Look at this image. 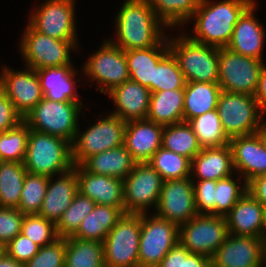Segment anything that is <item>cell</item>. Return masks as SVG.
<instances>
[{
	"instance_id": "6da1fadb",
	"label": "cell",
	"mask_w": 266,
	"mask_h": 267,
	"mask_svg": "<svg viewBox=\"0 0 266 267\" xmlns=\"http://www.w3.org/2000/svg\"><path fill=\"white\" fill-rule=\"evenodd\" d=\"M119 5L113 21L114 38L107 35V39L124 51L157 46L173 31L157 18L147 2L123 0Z\"/></svg>"
},
{
	"instance_id": "7a4b0ae2",
	"label": "cell",
	"mask_w": 266,
	"mask_h": 267,
	"mask_svg": "<svg viewBox=\"0 0 266 267\" xmlns=\"http://www.w3.org/2000/svg\"><path fill=\"white\" fill-rule=\"evenodd\" d=\"M254 1L200 0L197 10L181 30L198 43L227 47L239 17ZM189 23L193 24V30L186 28Z\"/></svg>"
},
{
	"instance_id": "3957f363",
	"label": "cell",
	"mask_w": 266,
	"mask_h": 267,
	"mask_svg": "<svg viewBox=\"0 0 266 267\" xmlns=\"http://www.w3.org/2000/svg\"><path fill=\"white\" fill-rule=\"evenodd\" d=\"M173 32H168L169 51L186 82L218 83L219 48L193 41L182 30Z\"/></svg>"
},
{
	"instance_id": "277c9868",
	"label": "cell",
	"mask_w": 266,
	"mask_h": 267,
	"mask_svg": "<svg viewBox=\"0 0 266 267\" xmlns=\"http://www.w3.org/2000/svg\"><path fill=\"white\" fill-rule=\"evenodd\" d=\"M18 41L23 65L32 69L74 65L73 53L81 51L80 41L51 38L34 30L27 22ZM80 48V49H79ZM73 51V52H72ZM72 52V53H71Z\"/></svg>"
},
{
	"instance_id": "5b68a950",
	"label": "cell",
	"mask_w": 266,
	"mask_h": 267,
	"mask_svg": "<svg viewBox=\"0 0 266 267\" xmlns=\"http://www.w3.org/2000/svg\"><path fill=\"white\" fill-rule=\"evenodd\" d=\"M23 165L30 174L57 176L74 166L71 143L30 129Z\"/></svg>"
},
{
	"instance_id": "8992f818",
	"label": "cell",
	"mask_w": 266,
	"mask_h": 267,
	"mask_svg": "<svg viewBox=\"0 0 266 267\" xmlns=\"http://www.w3.org/2000/svg\"><path fill=\"white\" fill-rule=\"evenodd\" d=\"M86 106L83 102L42 100L23 118L29 129L58 136L73 143Z\"/></svg>"
},
{
	"instance_id": "52a82bcc",
	"label": "cell",
	"mask_w": 266,
	"mask_h": 267,
	"mask_svg": "<svg viewBox=\"0 0 266 267\" xmlns=\"http://www.w3.org/2000/svg\"><path fill=\"white\" fill-rule=\"evenodd\" d=\"M92 53L80 66L90 88L105 95L130 79L125 51L107 38Z\"/></svg>"
},
{
	"instance_id": "ba28073f",
	"label": "cell",
	"mask_w": 266,
	"mask_h": 267,
	"mask_svg": "<svg viewBox=\"0 0 266 267\" xmlns=\"http://www.w3.org/2000/svg\"><path fill=\"white\" fill-rule=\"evenodd\" d=\"M102 112L89 126L79 124L75 139L71 144L72 161L74 165H81L94 154L124 145V131L126 121L110 112ZM81 129V130H80ZM84 130V131H83Z\"/></svg>"
},
{
	"instance_id": "9c48e42d",
	"label": "cell",
	"mask_w": 266,
	"mask_h": 267,
	"mask_svg": "<svg viewBox=\"0 0 266 267\" xmlns=\"http://www.w3.org/2000/svg\"><path fill=\"white\" fill-rule=\"evenodd\" d=\"M42 1L28 10L27 23L37 32L51 38L79 41L76 0Z\"/></svg>"
},
{
	"instance_id": "30bf717a",
	"label": "cell",
	"mask_w": 266,
	"mask_h": 267,
	"mask_svg": "<svg viewBox=\"0 0 266 267\" xmlns=\"http://www.w3.org/2000/svg\"><path fill=\"white\" fill-rule=\"evenodd\" d=\"M141 214L124 213L103 241L105 267H139Z\"/></svg>"
},
{
	"instance_id": "8fae6325",
	"label": "cell",
	"mask_w": 266,
	"mask_h": 267,
	"mask_svg": "<svg viewBox=\"0 0 266 267\" xmlns=\"http://www.w3.org/2000/svg\"><path fill=\"white\" fill-rule=\"evenodd\" d=\"M217 111L226 136L254 134L265 119L254 96L221 91Z\"/></svg>"
},
{
	"instance_id": "7c38bea8",
	"label": "cell",
	"mask_w": 266,
	"mask_h": 267,
	"mask_svg": "<svg viewBox=\"0 0 266 267\" xmlns=\"http://www.w3.org/2000/svg\"><path fill=\"white\" fill-rule=\"evenodd\" d=\"M266 62L219 48L218 84L222 91L255 96L259 75Z\"/></svg>"
},
{
	"instance_id": "4fadbf2b",
	"label": "cell",
	"mask_w": 266,
	"mask_h": 267,
	"mask_svg": "<svg viewBox=\"0 0 266 267\" xmlns=\"http://www.w3.org/2000/svg\"><path fill=\"white\" fill-rule=\"evenodd\" d=\"M162 184L161 175L148 162L136 163L131 173L123 179L124 213H153Z\"/></svg>"
},
{
	"instance_id": "5bb4252c",
	"label": "cell",
	"mask_w": 266,
	"mask_h": 267,
	"mask_svg": "<svg viewBox=\"0 0 266 267\" xmlns=\"http://www.w3.org/2000/svg\"><path fill=\"white\" fill-rule=\"evenodd\" d=\"M178 242V225L153 213L141 214L139 267H157Z\"/></svg>"
},
{
	"instance_id": "9a60e30c",
	"label": "cell",
	"mask_w": 266,
	"mask_h": 267,
	"mask_svg": "<svg viewBox=\"0 0 266 267\" xmlns=\"http://www.w3.org/2000/svg\"><path fill=\"white\" fill-rule=\"evenodd\" d=\"M229 235L224 216L197 214L179 226V242L190 252L210 259Z\"/></svg>"
},
{
	"instance_id": "2e32d148",
	"label": "cell",
	"mask_w": 266,
	"mask_h": 267,
	"mask_svg": "<svg viewBox=\"0 0 266 267\" xmlns=\"http://www.w3.org/2000/svg\"><path fill=\"white\" fill-rule=\"evenodd\" d=\"M22 68V70H21ZM14 69L7 64L0 66V89L24 118L44 97L35 69L22 66Z\"/></svg>"
},
{
	"instance_id": "e0dca14e",
	"label": "cell",
	"mask_w": 266,
	"mask_h": 267,
	"mask_svg": "<svg viewBox=\"0 0 266 267\" xmlns=\"http://www.w3.org/2000/svg\"><path fill=\"white\" fill-rule=\"evenodd\" d=\"M153 214L178 226L197 214L194 186L190 177L163 181L157 207Z\"/></svg>"
},
{
	"instance_id": "ac0fdd59",
	"label": "cell",
	"mask_w": 266,
	"mask_h": 267,
	"mask_svg": "<svg viewBox=\"0 0 266 267\" xmlns=\"http://www.w3.org/2000/svg\"><path fill=\"white\" fill-rule=\"evenodd\" d=\"M258 2L255 0L239 17L232 38L227 45L231 51L246 57L265 62L264 45H266L265 25L256 16Z\"/></svg>"
},
{
	"instance_id": "d6986e66",
	"label": "cell",
	"mask_w": 266,
	"mask_h": 267,
	"mask_svg": "<svg viewBox=\"0 0 266 267\" xmlns=\"http://www.w3.org/2000/svg\"><path fill=\"white\" fill-rule=\"evenodd\" d=\"M36 73L44 98L58 102H83L84 98L78 90L80 78L83 76L81 67L80 70L75 65L47 67L37 69Z\"/></svg>"
},
{
	"instance_id": "ffe728a7",
	"label": "cell",
	"mask_w": 266,
	"mask_h": 267,
	"mask_svg": "<svg viewBox=\"0 0 266 267\" xmlns=\"http://www.w3.org/2000/svg\"><path fill=\"white\" fill-rule=\"evenodd\" d=\"M263 239L229 234L211 258L212 267H261Z\"/></svg>"
},
{
	"instance_id": "44dd1931",
	"label": "cell",
	"mask_w": 266,
	"mask_h": 267,
	"mask_svg": "<svg viewBox=\"0 0 266 267\" xmlns=\"http://www.w3.org/2000/svg\"><path fill=\"white\" fill-rule=\"evenodd\" d=\"M78 177V192L96 204L118 207L124 213L123 180L88 172L82 165H74Z\"/></svg>"
},
{
	"instance_id": "7402d4cb",
	"label": "cell",
	"mask_w": 266,
	"mask_h": 267,
	"mask_svg": "<svg viewBox=\"0 0 266 267\" xmlns=\"http://www.w3.org/2000/svg\"><path fill=\"white\" fill-rule=\"evenodd\" d=\"M234 172L248 183L260 175L266 174V149L256 133L231 138Z\"/></svg>"
},
{
	"instance_id": "603a6c76",
	"label": "cell",
	"mask_w": 266,
	"mask_h": 267,
	"mask_svg": "<svg viewBox=\"0 0 266 267\" xmlns=\"http://www.w3.org/2000/svg\"><path fill=\"white\" fill-rule=\"evenodd\" d=\"M164 126L148 119L131 120L126 123L124 146L136 163L149 162L162 145Z\"/></svg>"
},
{
	"instance_id": "cb8c5ba5",
	"label": "cell",
	"mask_w": 266,
	"mask_h": 267,
	"mask_svg": "<svg viewBox=\"0 0 266 267\" xmlns=\"http://www.w3.org/2000/svg\"><path fill=\"white\" fill-rule=\"evenodd\" d=\"M106 95L113 106L115 105L112 110H108L112 111L111 114L126 122L146 119L151 96V91L147 87L129 79Z\"/></svg>"
},
{
	"instance_id": "d4e9b609",
	"label": "cell",
	"mask_w": 266,
	"mask_h": 267,
	"mask_svg": "<svg viewBox=\"0 0 266 267\" xmlns=\"http://www.w3.org/2000/svg\"><path fill=\"white\" fill-rule=\"evenodd\" d=\"M78 193V177L72 168L68 172L49 177L47 191L38 215L55 224L71 205Z\"/></svg>"
},
{
	"instance_id": "484cf974",
	"label": "cell",
	"mask_w": 266,
	"mask_h": 267,
	"mask_svg": "<svg viewBox=\"0 0 266 267\" xmlns=\"http://www.w3.org/2000/svg\"><path fill=\"white\" fill-rule=\"evenodd\" d=\"M263 210V205L246 191L225 216L229 234L262 238Z\"/></svg>"
},
{
	"instance_id": "4316f807",
	"label": "cell",
	"mask_w": 266,
	"mask_h": 267,
	"mask_svg": "<svg viewBox=\"0 0 266 267\" xmlns=\"http://www.w3.org/2000/svg\"><path fill=\"white\" fill-rule=\"evenodd\" d=\"M232 151L229 144L222 147L202 148L191 160L192 180H215L234 174Z\"/></svg>"
},
{
	"instance_id": "83f0119b",
	"label": "cell",
	"mask_w": 266,
	"mask_h": 267,
	"mask_svg": "<svg viewBox=\"0 0 266 267\" xmlns=\"http://www.w3.org/2000/svg\"><path fill=\"white\" fill-rule=\"evenodd\" d=\"M168 52V36L157 46L125 51L130 80L147 87L153 93L154 68Z\"/></svg>"
},
{
	"instance_id": "f1b7e54d",
	"label": "cell",
	"mask_w": 266,
	"mask_h": 267,
	"mask_svg": "<svg viewBox=\"0 0 266 267\" xmlns=\"http://www.w3.org/2000/svg\"><path fill=\"white\" fill-rule=\"evenodd\" d=\"M136 162L124 145L94 154L81 165L88 171L97 175H107L120 179L126 178L132 171Z\"/></svg>"
},
{
	"instance_id": "f546056e",
	"label": "cell",
	"mask_w": 266,
	"mask_h": 267,
	"mask_svg": "<svg viewBox=\"0 0 266 267\" xmlns=\"http://www.w3.org/2000/svg\"><path fill=\"white\" fill-rule=\"evenodd\" d=\"M184 89L151 93L146 119L167 126L184 122Z\"/></svg>"
},
{
	"instance_id": "4dcf8cb0",
	"label": "cell",
	"mask_w": 266,
	"mask_h": 267,
	"mask_svg": "<svg viewBox=\"0 0 266 267\" xmlns=\"http://www.w3.org/2000/svg\"><path fill=\"white\" fill-rule=\"evenodd\" d=\"M123 214L118 207L96 204L94 209L81 221L80 227L72 237L103 243L109 231Z\"/></svg>"
},
{
	"instance_id": "1f68e13d",
	"label": "cell",
	"mask_w": 266,
	"mask_h": 267,
	"mask_svg": "<svg viewBox=\"0 0 266 267\" xmlns=\"http://www.w3.org/2000/svg\"><path fill=\"white\" fill-rule=\"evenodd\" d=\"M218 83L186 82L184 88V122L217 109V102L221 92Z\"/></svg>"
},
{
	"instance_id": "d6a6232c",
	"label": "cell",
	"mask_w": 266,
	"mask_h": 267,
	"mask_svg": "<svg viewBox=\"0 0 266 267\" xmlns=\"http://www.w3.org/2000/svg\"><path fill=\"white\" fill-rule=\"evenodd\" d=\"M147 2L169 29L181 30L197 10L200 0H136ZM177 27V28H176Z\"/></svg>"
},
{
	"instance_id": "836d02e7",
	"label": "cell",
	"mask_w": 266,
	"mask_h": 267,
	"mask_svg": "<svg viewBox=\"0 0 266 267\" xmlns=\"http://www.w3.org/2000/svg\"><path fill=\"white\" fill-rule=\"evenodd\" d=\"M65 238V267H105L103 243Z\"/></svg>"
},
{
	"instance_id": "e575fe53",
	"label": "cell",
	"mask_w": 266,
	"mask_h": 267,
	"mask_svg": "<svg viewBox=\"0 0 266 267\" xmlns=\"http://www.w3.org/2000/svg\"><path fill=\"white\" fill-rule=\"evenodd\" d=\"M27 173L23 162L0 163V207L18 208Z\"/></svg>"
},
{
	"instance_id": "d590c367",
	"label": "cell",
	"mask_w": 266,
	"mask_h": 267,
	"mask_svg": "<svg viewBox=\"0 0 266 267\" xmlns=\"http://www.w3.org/2000/svg\"><path fill=\"white\" fill-rule=\"evenodd\" d=\"M161 146L190 160L202 150L197 136L188 122L164 126Z\"/></svg>"
},
{
	"instance_id": "8d00e7d4",
	"label": "cell",
	"mask_w": 266,
	"mask_h": 267,
	"mask_svg": "<svg viewBox=\"0 0 266 267\" xmlns=\"http://www.w3.org/2000/svg\"><path fill=\"white\" fill-rule=\"evenodd\" d=\"M202 148L222 147L229 144L217 109L199 115L188 122Z\"/></svg>"
},
{
	"instance_id": "74e56055",
	"label": "cell",
	"mask_w": 266,
	"mask_h": 267,
	"mask_svg": "<svg viewBox=\"0 0 266 267\" xmlns=\"http://www.w3.org/2000/svg\"><path fill=\"white\" fill-rule=\"evenodd\" d=\"M148 163L161 175L163 181L188 178L191 175V160L162 146Z\"/></svg>"
},
{
	"instance_id": "f35d334b",
	"label": "cell",
	"mask_w": 266,
	"mask_h": 267,
	"mask_svg": "<svg viewBox=\"0 0 266 267\" xmlns=\"http://www.w3.org/2000/svg\"><path fill=\"white\" fill-rule=\"evenodd\" d=\"M247 191L246 181L237 173L217 181L215 215L226 216Z\"/></svg>"
},
{
	"instance_id": "ab89813d",
	"label": "cell",
	"mask_w": 266,
	"mask_h": 267,
	"mask_svg": "<svg viewBox=\"0 0 266 267\" xmlns=\"http://www.w3.org/2000/svg\"><path fill=\"white\" fill-rule=\"evenodd\" d=\"M29 131L28 124L23 120L16 127L0 133V156L2 161H24Z\"/></svg>"
},
{
	"instance_id": "60d3db41",
	"label": "cell",
	"mask_w": 266,
	"mask_h": 267,
	"mask_svg": "<svg viewBox=\"0 0 266 267\" xmlns=\"http://www.w3.org/2000/svg\"><path fill=\"white\" fill-rule=\"evenodd\" d=\"M48 181L47 175L27 173L17 209L24 215L38 214L47 191Z\"/></svg>"
},
{
	"instance_id": "b9f144b4",
	"label": "cell",
	"mask_w": 266,
	"mask_h": 267,
	"mask_svg": "<svg viewBox=\"0 0 266 267\" xmlns=\"http://www.w3.org/2000/svg\"><path fill=\"white\" fill-rule=\"evenodd\" d=\"M95 206L94 201L78 192L56 224L58 236L62 238L72 236L80 227L81 221Z\"/></svg>"
},
{
	"instance_id": "7bdbcfd3",
	"label": "cell",
	"mask_w": 266,
	"mask_h": 267,
	"mask_svg": "<svg viewBox=\"0 0 266 267\" xmlns=\"http://www.w3.org/2000/svg\"><path fill=\"white\" fill-rule=\"evenodd\" d=\"M185 77L178 62L169 51L154 68L153 93L164 90L184 89Z\"/></svg>"
},
{
	"instance_id": "ee69618b",
	"label": "cell",
	"mask_w": 266,
	"mask_h": 267,
	"mask_svg": "<svg viewBox=\"0 0 266 267\" xmlns=\"http://www.w3.org/2000/svg\"><path fill=\"white\" fill-rule=\"evenodd\" d=\"M21 233L39 247L48 245L60 238L56 224L38 214L24 215Z\"/></svg>"
},
{
	"instance_id": "f6af8a7d",
	"label": "cell",
	"mask_w": 266,
	"mask_h": 267,
	"mask_svg": "<svg viewBox=\"0 0 266 267\" xmlns=\"http://www.w3.org/2000/svg\"><path fill=\"white\" fill-rule=\"evenodd\" d=\"M66 238L42 246L24 267H65Z\"/></svg>"
},
{
	"instance_id": "bcb514c9",
	"label": "cell",
	"mask_w": 266,
	"mask_h": 267,
	"mask_svg": "<svg viewBox=\"0 0 266 267\" xmlns=\"http://www.w3.org/2000/svg\"><path fill=\"white\" fill-rule=\"evenodd\" d=\"M24 214L17 208L0 207V244L6 246L21 233Z\"/></svg>"
},
{
	"instance_id": "7dc6e473",
	"label": "cell",
	"mask_w": 266,
	"mask_h": 267,
	"mask_svg": "<svg viewBox=\"0 0 266 267\" xmlns=\"http://www.w3.org/2000/svg\"><path fill=\"white\" fill-rule=\"evenodd\" d=\"M194 186L195 207L199 214L215 215V180H192Z\"/></svg>"
},
{
	"instance_id": "c3c4849f",
	"label": "cell",
	"mask_w": 266,
	"mask_h": 267,
	"mask_svg": "<svg viewBox=\"0 0 266 267\" xmlns=\"http://www.w3.org/2000/svg\"><path fill=\"white\" fill-rule=\"evenodd\" d=\"M39 248L30 238L19 233L4 247V252L18 263L25 264L38 252Z\"/></svg>"
},
{
	"instance_id": "681fc988",
	"label": "cell",
	"mask_w": 266,
	"mask_h": 267,
	"mask_svg": "<svg viewBox=\"0 0 266 267\" xmlns=\"http://www.w3.org/2000/svg\"><path fill=\"white\" fill-rule=\"evenodd\" d=\"M23 117L16 111L13 103L0 89V133L16 127Z\"/></svg>"
},
{
	"instance_id": "f907efd6",
	"label": "cell",
	"mask_w": 266,
	"mask_h": 267,
	"mask_svg": "<svg viewBox=\"0 0 266 267\" xmlns=\"http://www.w3.org/2000/svg\"><path fill=\"white\" fill-rule=\"evenodd\" d=\"M191 253L178 242L161 260L157 267H183V258H187Z\"/></svg>"
},
{
	"instance_id": "816d5d0a",
	"label": "cell",
	"mask_w": 266,
	"mask_h": 267,
	"mask_svg": "<svg viewBox=\"0 0 266 267\" xmlns=\"http://www.w3.org/2000/svg\"><path fill=\"white\" fill-rule=\"evenodd\" d=\"M247 191L266 207V174L255 177L247 183Z\"/></svg>"
},
{
	"instance_id": "f5cc1de1",
	"label": "cell",
	"mask_w": 266,
	"mask_h": 267,
	"mask_svg": "<svg viewBox=\"0 0 266 267\" xmlns=\"http://www.w3.org/2000/svg\"><path fill=\"white\" fill-rule=\"evenodd\" d=\"M255 99L261 115L266 118V65L260 72Z\"/></svg>"
},
{
	"instance_id": "db71d44e",
	"label": "cell",
	"mask_w": 266,
	"mask_h": 267,
	"mask_svg": "<svg viewBox=\"0 0 266 267\" xmlns=\"http://www.w3.org/2000/svg\"><path fill=\"white\" fill-rule=\"evenodd\" d=\"M211 259L202 254L191 253L187 258H183V267H210Z\"/></svg>"
},
{
	"instance_id": "11a10c76",
	"label": "cell",
	"mask_w": 266,
	"mask_h": 267,
	"mask_svg": "<svg viewBox=\"0 0 266 267\" xmlns=\"http://www.w3.org/2000/svg\"><path fill=\"white\" fill-rule=\"evenodd\" d=\"M0 267H24V264L18 263L4 253L0 258Z\"/></svg>"
},
{
	"instance_id": "9f6ffc18",
	"label": "cell",
	"mask_w": 266,
	"mask_h": 267,
	"mask_svg": "<svg viewBox=\"0 0 266 267\" xmlns=\"http://www.w3.org/2000/svg\"><path fill=\"white\" fill-rule=\"evenodd\" d=\"M255 133L258 135L263 147L266 149V118L260 123V126Z\"/></svg>"
},
{
	"instance_id": "6f0895ef",
	"label": "cell",
	"mask_w": 266,
	"mask_h": 267,
	"mask_svg": "<svg viewBox=\"0 0 266 267\" xmlns=\"http://www.w3.org/2000/svg\"><path fill=\"white\" fill-rule=\"evenodd\" d=\"M261 267H266V239H263Z\"/></svg>"
},
{
	"instance_id": "680465c9",
	"label": "cell",
	"mask_w": 266,
	"mask_h": 267,
	"mask_svg": "<svg viewBox=\"0 0 266 267\" xmlns=\"http://www.w3.org/2000/svg\"><path fill=\"white\" fill-rule=\"evenodd\" d=\"M262 239H266V207L263 210Z\"/></svg>"
},
{
	"instance_id": "91938a15",
	"label": "cell",
	"mask_w": 266,
	"mask_h": 267,
	"mask_svg": "<svg viewBox=\"0 0 266 267\" xmlns=\"http://www.w3.org/2000/svg\"><path fill=\"white\" fill-rule=\"evenodd\" d=\"M5 252H4V246H2L1 244H0V258H1V256L4 254Z\"/></svg>"
}]
</instances>
